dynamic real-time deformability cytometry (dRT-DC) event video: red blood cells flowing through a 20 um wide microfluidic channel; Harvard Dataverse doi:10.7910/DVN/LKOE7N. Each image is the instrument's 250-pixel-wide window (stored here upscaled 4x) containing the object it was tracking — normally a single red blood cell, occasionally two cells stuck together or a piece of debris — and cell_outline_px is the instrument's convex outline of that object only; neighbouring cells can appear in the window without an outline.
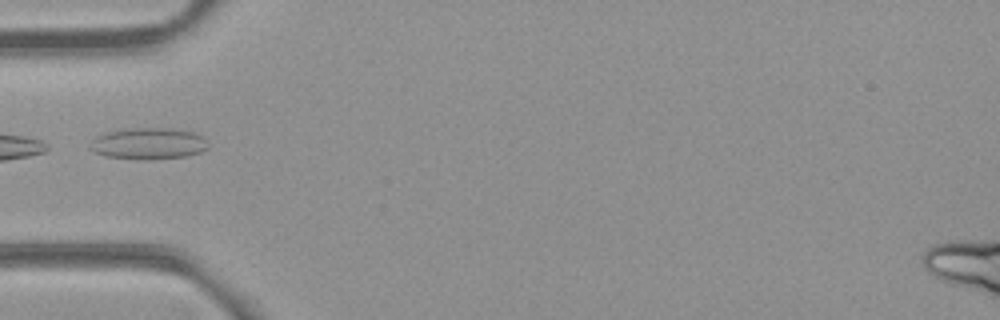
{"species": "common noctule bat (a hibernating species)", "species_latin": "Nyctalus noctula", "temperature_condition": "room temperature", "stored_images_in_passage": 6, "camera_frame_rate_fps": 3000, "um_per_image_px": 0.085, "animal": {"sex": "female", "body_mass_g": 21.9}, "frame": {"image": 1, "passage_image": 1, "time_ms": 0.0, "image_size_px": [1000, 320], "cell_outline_px": [[208, 148], [200, 152], [184, 156], [148, 160], [144, 160], [108, 156], [96, 152], [88, 148], [92, 140], [96, 136], [104, 132], [120, 128], [172, 128], [196, 132], [204, 136], [208, 140]], "centroid_in_image_um": [12.64, 12.18], "position_along_channel_um": 72.4, "area_um2": 22.02}}